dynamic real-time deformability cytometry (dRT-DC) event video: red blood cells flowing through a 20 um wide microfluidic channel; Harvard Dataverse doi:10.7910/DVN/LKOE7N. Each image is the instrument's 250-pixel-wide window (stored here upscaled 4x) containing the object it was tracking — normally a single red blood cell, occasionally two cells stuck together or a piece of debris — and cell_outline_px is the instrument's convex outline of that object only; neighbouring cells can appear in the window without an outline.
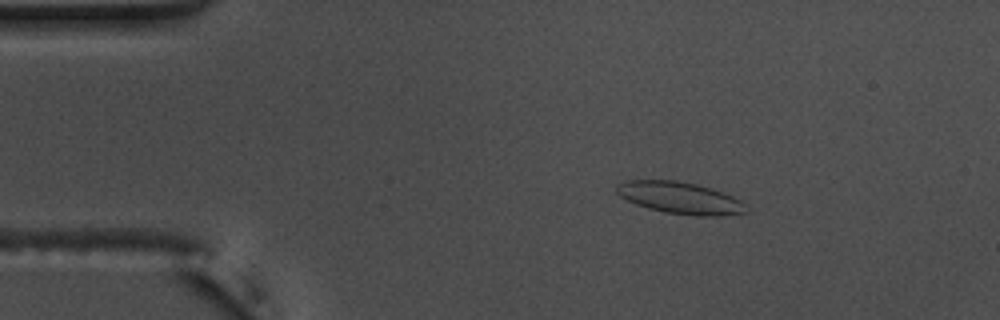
{"species": "common noctule bat (a hibernating species)", "species_latin": "Nyctalus noctula", "temperature_condition": "warm", "stored_images_in_passage": 53, "camera_frame_rate_fps": 3000, "um_per_image_px": 0.085, "animal": {"sex": "male", "body_mass_g": 17.5, "forearm_length_mm": 52.3}, "frame": {"image": 1, "passage_image": 8, "time_ms": 2.333, "image_size_px": [1000, 320], "cell_outline_px": [[748, 212], [724, 216], [696, 216], [664, 212], [648, 208], [636, 204], [620, 196], [616, 192], [616, 184], [624, 180], [676, 180], [696, 184], [732, 196], [740, 200], [744, 204]], "centroid_in_image_um": [57.78, 16.82], "position_along_channel_um": 27.2, "area_um2": 23.99}}
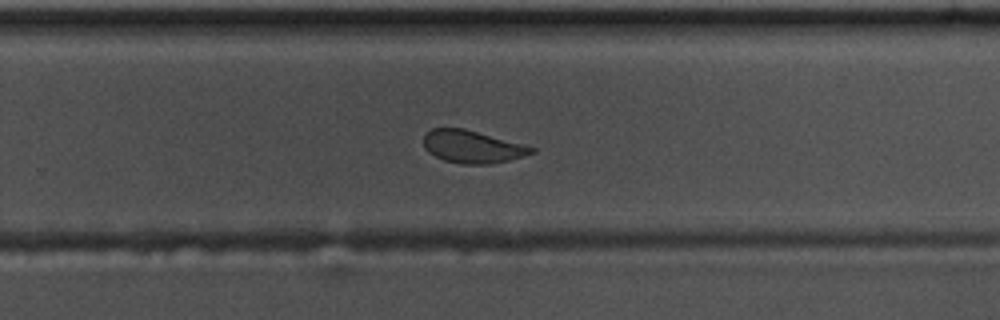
{"frame": {"image": 2, "passage_image": 34, "time_ms": 11.0, "image_size_px": [1000, 320], "cell_outline_px": [[536, 152], [524, 156], [492, 164], [460, 164], [444, 160], [428, 152], [424, 148], [424, 132], [432, 128], [464, 128], [524, 144], [536, 148]], "centroid_in_image_um": [40.14, 12.47], "position_along_channel_um": 289.7, "area_um2": 20.63}}
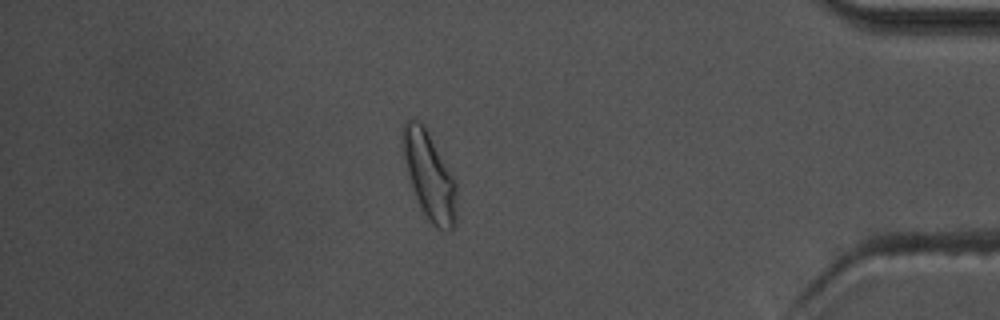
{"frame": {"image": 3, "passage_image": 46, "time_ms": 15.0, "image_size_px": [1000, 320], "cell_outline_px": [[456, 224], [448, 232], [436, 228], [428, 220], [412, 192], [400, 144], [400, 132], [404, 124], [408, 120], [416, 120], [424, 124], [456, 180]], "centroid_in_image_um": [36.47, 14.93], "position_along_channel_um": 398.7, "area_um2": 28.09}, "authors_computed_cell_mechanics": {"area_um2": 22.831, "velocity_mm_per_s": 3.7102, "shape_relaxation_time_tau1_ms": 3.1422, "shape_relaxation_time_tau2_ms": 1.1321, "deformation_change_tau1": 0.0906, "deformation_change_tau2": 0.0553}}